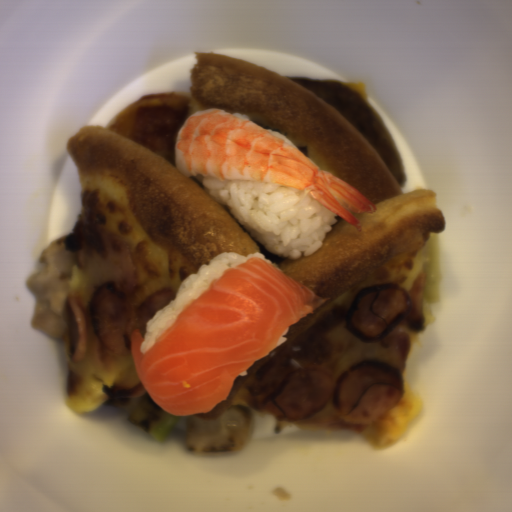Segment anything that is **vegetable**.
Returning a JSON list of instances; mask_svg holds the SVG:
<instances>
[{
	"label": "vegetable",
	"mask_w": 512,
	"mask_h": 512,
	"mask_svg": "<svg viewBox=\"0 0 512 512\" xmlns=\"http://www.w3.org/2000/svg\"><path fill=\"white\" fill-rule=\"evenodd\" d=\"M181 418L159 406L147 392L135 405L129 420L157 441L163 442Z\"/></svg>",
	"instance_id": "1"
}]
</instances>
